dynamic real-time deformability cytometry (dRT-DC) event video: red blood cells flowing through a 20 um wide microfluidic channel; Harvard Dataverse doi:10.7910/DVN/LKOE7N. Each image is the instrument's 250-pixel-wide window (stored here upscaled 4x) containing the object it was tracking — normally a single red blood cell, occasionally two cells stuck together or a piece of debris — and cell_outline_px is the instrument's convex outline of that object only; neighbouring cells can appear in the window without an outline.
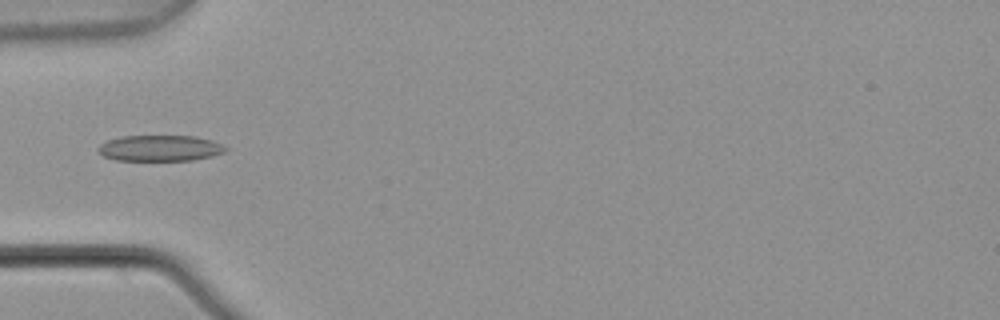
{"species": "common noctule bat (a hibernating species)", "species_latin": "Nyctalus noctula", "temperature_condition": "warm", "stored_images_in_passage": 4, "camera_frame_rate_fps": 3000, "um_per_image_px": 0.085, "animal": {"sex": "male", "body_mass_g": 21.5, "forearm_length_mm": 52.0}, "frame": {"image": 1, "passage_image": 4, "time_ms": 1.0, "image_size_px": [1000, 320], "cell_outline_px": [[228, 148], [224, 152], [212, 156], [192, 160], [116, 160], [104, 156], [96, 148], [100, 144], [108, 140], [120, 136], [196, 136], [212, 140]], "centroid_in_image_um": [13.59, 12.59], "position_along_channel_um": 71.4, "area_um2": 19.19}}